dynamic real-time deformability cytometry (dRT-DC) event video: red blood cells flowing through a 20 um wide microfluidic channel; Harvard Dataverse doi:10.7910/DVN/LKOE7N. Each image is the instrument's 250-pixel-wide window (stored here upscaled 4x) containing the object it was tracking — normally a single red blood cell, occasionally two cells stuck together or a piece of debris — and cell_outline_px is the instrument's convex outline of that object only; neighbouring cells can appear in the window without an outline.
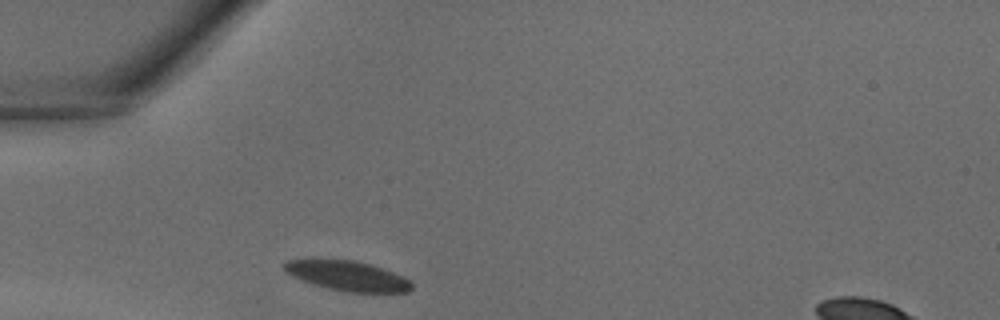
{"species": "common noctule bat (a hibernating species)", "species_latin": "Nyctalus noctula", "temperature_condition": "warm", "stored_images_in_passage": 22, "camera_frame_rate_fps": 3000, "um_per_image_px": 0.085, "animal": {"sex": "male", "body_mass_g": 18.8}, "frame": {"image": 1, "passage_image": 1, "time_ms": 0.0, "image_size_px": [1000, 320], "cell_outline_px": [[412, 288], [408, 292], [348, 292], [328, 288], [312, 284], [292, 276], [284, 272], [280, 264], [288, 260], [356, 260], [372, 264], [384, 268], [404, 276], [412, 284]], "centroid_in_image_um": [29.52, 23.44], "position_along_channel_um": 55.5, "area_um2": 22.25}}
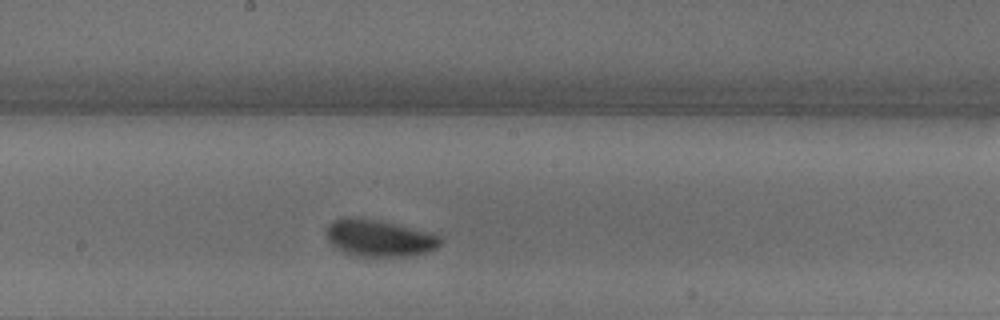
{"frame": {"image": 2, "passage_image": 11, "time_ms": 3.333, "image_size_px": [1000, 320], "cell_outline_px": [[444, 240], [436, 248], [424, 252], [408, 256], [360, 256], [344, 252], [336, 248], [328, 240], [324, 232], [328, 224], [336, 220], [352, 216], [376, 220], [432, 232], [440, 236]], "centroid_in_image_um": [32.23, 20.23], "position_along_channel_um": 216.0, "area_um2": 24.39}}
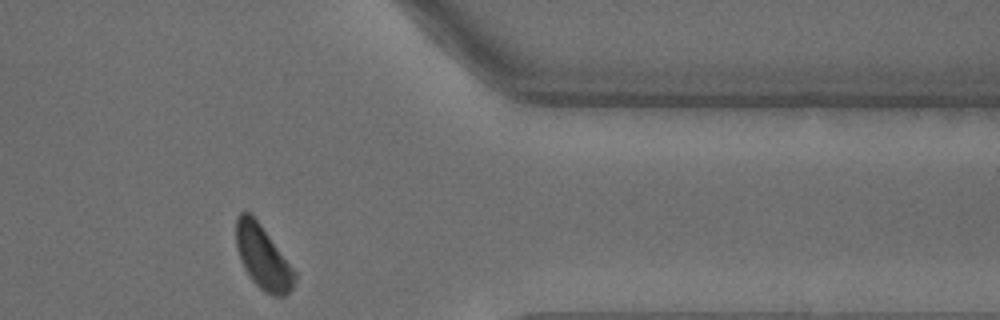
{"frame": {"image": 3, "passage_image": 22, "time_ms": 7.0, "image_size_px": [1000, 320], "cell_outline_px": [[296, 280], [292, 288], [284, 296], [272, 296], [264, 292], [252, 280], [244, 268], [240, 260], [236, 248], [236, 216], [240, 212], [248, 212], [260, 224], [296, 272]], "centroid_in_image_um": [22.33, 21.89], "position_along_channel_um": 389.1, "area_um2": 21.5}}